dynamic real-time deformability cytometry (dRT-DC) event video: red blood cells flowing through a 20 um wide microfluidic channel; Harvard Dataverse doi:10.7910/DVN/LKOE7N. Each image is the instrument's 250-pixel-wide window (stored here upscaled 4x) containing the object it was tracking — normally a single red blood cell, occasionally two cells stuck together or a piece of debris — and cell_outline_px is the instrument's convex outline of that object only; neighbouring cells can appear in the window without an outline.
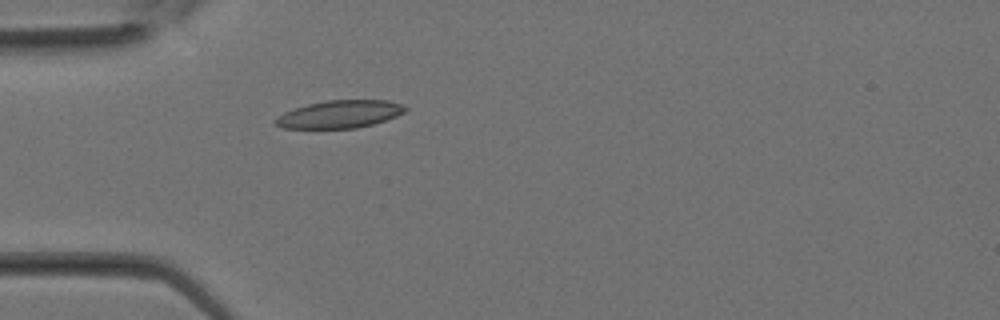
{"species": "Egyptian fruit bat (a non-hibernating species)", "species_latin": "Rousettus aegyptiacus", "temperature_condition": "room temperature", "stored_images_in_passage": 21, "camera_frame_rate_fps": 3000, "um_per_image_px": 0.085, "animal": {"sex": "female"}, "frame": {"image": 1, "passage_image": 1, "time_ms": 0.0, "image_size_px": [1000, 320], "cell_outline_px": [[408, 108], [404, 112], [396, 116], [372, 124], [356, 128], [280, 128], [272, 120], [276, 116], [284, 112], [308, 104], [328, 100], [388, 100], [400, 104]], "centroid_in_image_um": [28.84, 9.71], "position_along_channel_um": 56.2, "area_um2": 20.81}}
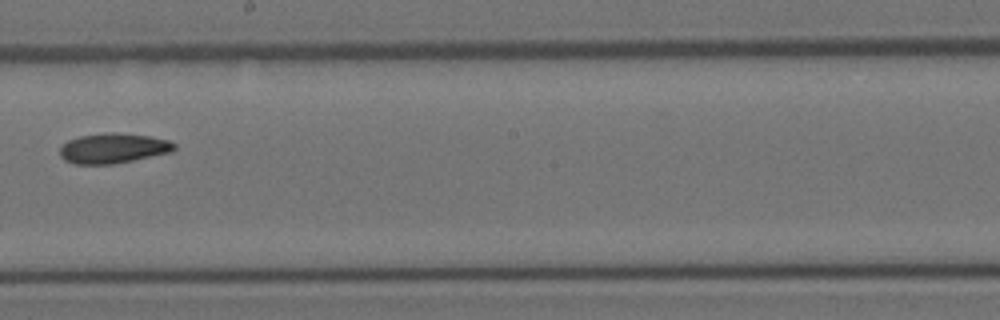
{"frame": {"image": 2, "passage_image": 10, "time_ms": 3.0, "image_size_px": [1000, 320], "cell_outline_px": [[176, 148], [172, 152], [112, 164], [76, 164], [64, 160], [60, 156], [60, 148], [68, 140], [80, 136], [108, 132], [112, 132], [148, 136], [168, 140], [176, 144]], "centroid_in_image_um": [9.62, 12.6], "position_along_channel_um": 238.6, "area_um2": 19.88}}
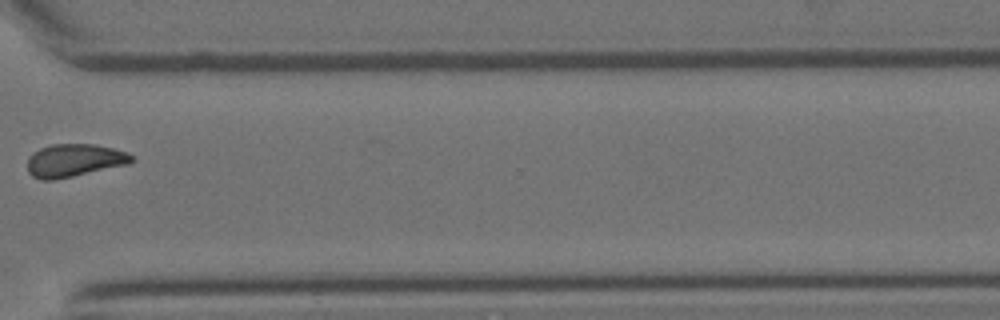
{"frame": {"image": 3, "passage_image": 16, "time_ms": 5.0, "image_size_px": [1000, 320], "cell_outline_px": [[132, 160], [128, 164], [72, 176], [52, 180], [40, 180], [32, 176], [28, 172], [28, 156], [32, 152], [40, 148], [52, 144], [96, 144], [128, 152], [132, 156]], "centroid_in_image_um": [6.27, 13.62], "position_along_channel_um": 364.3, "area_um2": 19.88}}